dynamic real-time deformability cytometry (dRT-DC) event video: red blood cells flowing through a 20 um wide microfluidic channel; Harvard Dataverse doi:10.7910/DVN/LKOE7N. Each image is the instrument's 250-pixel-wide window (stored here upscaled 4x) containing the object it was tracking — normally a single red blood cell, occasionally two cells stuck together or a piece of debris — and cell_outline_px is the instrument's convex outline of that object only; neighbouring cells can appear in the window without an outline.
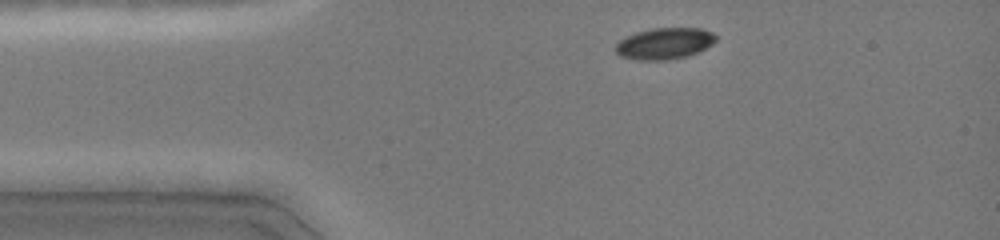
{"species": "common noctule bat (a hibernating species)", "species_latin": "Nyctalus noctula", "temperature_condition": "cold", "stored_images_in_passage": 37, "camera_frame_rate_fps": 3000, "um_per_image_px": 0.085, "animal": {"sex": "female", "body_mass_g": 19.0, "forearm_length_mm": 51.5}, "frame": {"image": 1, "passage_image": 3, "time_ms": 0.667, "image_size_px": [1000, 240], "cell_outline_px": [[716, 40], [712, 44], [700, 52], [688, 56], [668, 60], [640, 60], [620, 56], [616, 52], [616, 44], [620, 40], [636, 32], [652, 28], [700, 28], [712, 32], [716, 36]], "centroid_in_image_um": [56.51, 3.7], "position_along_channel_um": 28.5, "area_um2": 18.38}}
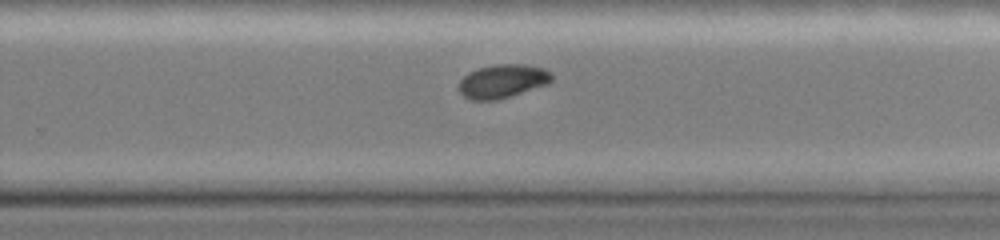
{"frame": {"image": 2, "passage_image": 25, "time_ms": 8.0, "image_size_px": [1000, 240], "cell_outline_px": [[552, 80], [548, 84], [496, 100], [472, 100], [464, 96], [460, 92], [460, 80], [468, 72], [480, 68], [496, 64], [524, 64], [544, 68], [552, 76]], "centroid_in_image_um": [42.71, 6.89], "position_along_channel_um": 287.1, "area_um2": 17.92}}
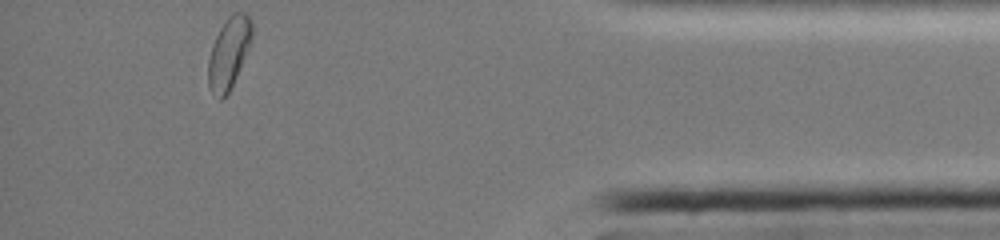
{"frame": {"image": 3, "passage_image": 37, "time_ms": 12.0, "image_size_px": [1000, 240], "cell_outline_px": [[252, 40], [236, 76], [228, 92], [220, 100], [212, 92], [208, 84], [208, 60], [212, 44], [220, 28], [228, 16], [232, 12], [244, 12], [252, 20]], "centroid_in_image_um": [19.45, 4.45], "position_along_channel_um": 415.8, "area_um2": 17.98}}